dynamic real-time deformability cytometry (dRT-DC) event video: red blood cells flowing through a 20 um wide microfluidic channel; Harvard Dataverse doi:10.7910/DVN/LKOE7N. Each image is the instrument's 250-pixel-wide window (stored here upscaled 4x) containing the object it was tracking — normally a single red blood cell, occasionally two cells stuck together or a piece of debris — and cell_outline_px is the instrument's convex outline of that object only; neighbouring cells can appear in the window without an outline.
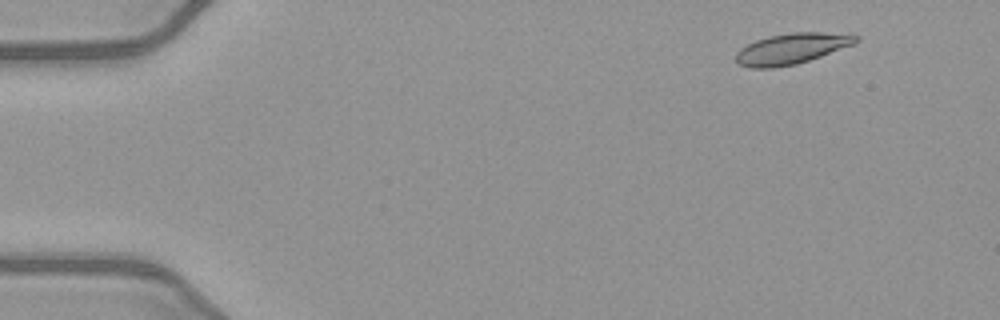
{"species": "common noctule bat (a hibernating species)", "species_latin": "Nyctalus noctula", "temperature_condition": "warm", "stored_images_in_passage": 51, "camera_frame_rate_fps": 3000, "um_per_image_px": 0.085, "animal": {"sex": "female", "body_mass_g": 21.9}, "frame": {"image": 1, "passage_image": 5, "time_ms": 1.333, "image_size_px": [1000, 320], "cell_outline_px": [[860, 40], [852, 44], [820, 56], [796, 64], [772, 68], [748, 68], [740, 64], [736, 60], [736, 52], [740, 48], [756, 40], [768, 36], [792, 32], [852, 32], [860, 36]], "centroid_in_image_um": [67.33, 4.11], "position_along_channel_um": 17.7, "area_um2": 21.68}}
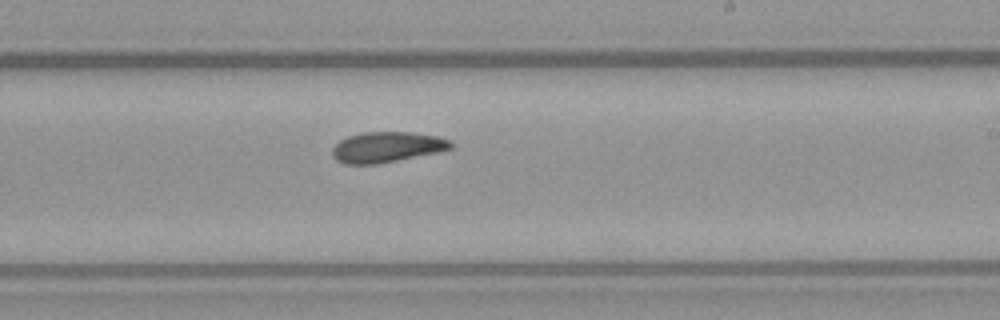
{"frame": {"image": 2, "passage_image": 31, "time_ms": 10.0, "image_size_px": [1000, 320], "cell_outline_px": [[452, 148], [440, 152], [380, 164], [344, 164], [336, 160], [332, 156], [332, 148], [340, 140], [348, 136], [364, 132], [412, 132], [436, 136], [452, 140]], "centroid_in_image_um": [32.89, 12.51], "position_along_channel_um": 256.1, "area_um2": 21.33}}
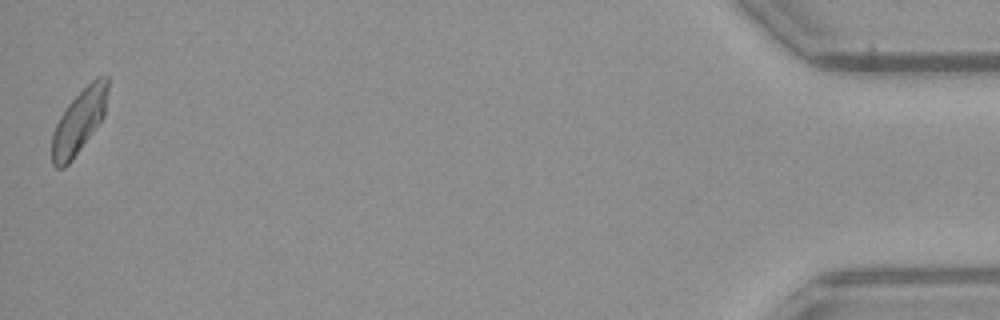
{"frame": {"image": 3, "passage_image": 51, "time_ms": 16.667, "image_size_px": [1000, 320], "cell_outline_px": [[108, 88], [104, 116], [72, 160], [64, 168], [56, 168], [52, 164], [52, 136], [56, 124], [60, 116], [68, 104], [96, 76], [108, 76]], "centroid_in_image_um": [6.72, 10.32], "position_along_channel_um": 428.5, "area_um2": 20.46}, "authors_computed_cell_mechanics": {"area_um2": 21.2126, "velocity_mm_per_s": 4.0292, "shape_relaxation_time_tau1_ms": null, "shape_relaxation_time_tau2_ms": 10.4056, "deformation_change_tau1": null, "deformation_change_tau2": 0.1694}}